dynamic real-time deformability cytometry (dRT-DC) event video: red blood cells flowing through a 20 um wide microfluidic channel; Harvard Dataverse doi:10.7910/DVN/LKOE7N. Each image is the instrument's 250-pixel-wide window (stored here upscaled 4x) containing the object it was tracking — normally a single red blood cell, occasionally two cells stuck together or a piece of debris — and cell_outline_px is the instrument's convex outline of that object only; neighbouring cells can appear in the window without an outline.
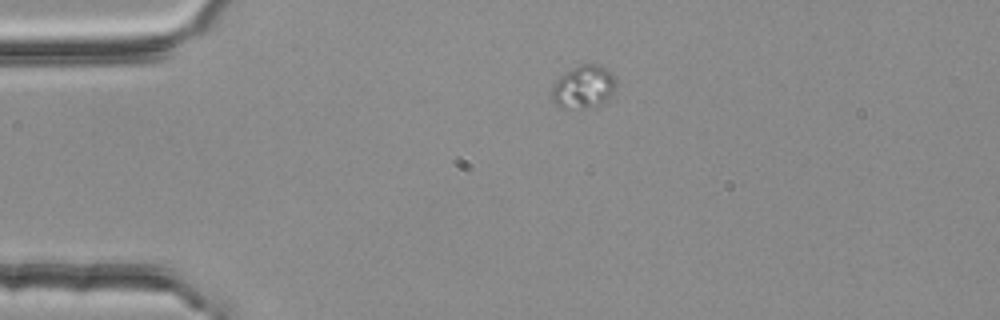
{"species": "common noctule bat (a hibernating species)", "species_latin": "Nyctalus noctula", "temperature_condition": "room temperature", "stored_images_in_passage": 2, "camera_frame_rate_fps": 3000, "um_per_image_px": 0.085, "animal": {"sex": "female", "body_mass_g": 25.1}, "frame": {"image": 1, "passage_image": 1, "time_ms": 0.0, "image_size_px": [1000, 320], "cell_outline_px": [[616, 88], [612, 96], [608, 100], [600, 104], [588, 108], [560, 108], [552, 100], [552, 88], [556, 80], [564, 72], [580, 64], [600, 64], [608, 68], [616, 76]], "centroid_in_image_um": [49.65, 7.37], "position_along_channel_um": 35.4, "area_um2": 16.53}}